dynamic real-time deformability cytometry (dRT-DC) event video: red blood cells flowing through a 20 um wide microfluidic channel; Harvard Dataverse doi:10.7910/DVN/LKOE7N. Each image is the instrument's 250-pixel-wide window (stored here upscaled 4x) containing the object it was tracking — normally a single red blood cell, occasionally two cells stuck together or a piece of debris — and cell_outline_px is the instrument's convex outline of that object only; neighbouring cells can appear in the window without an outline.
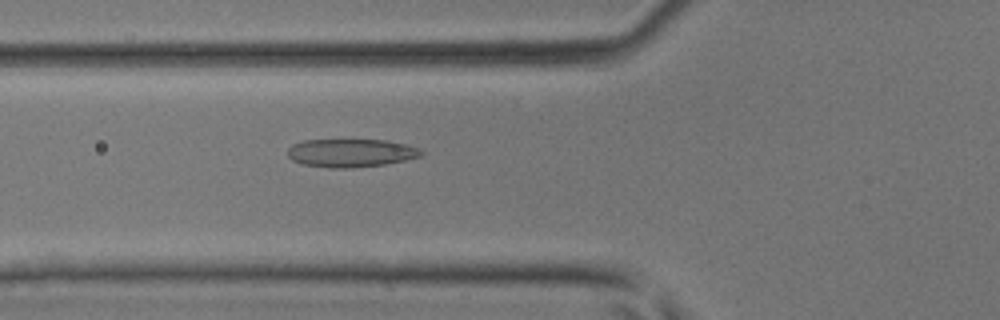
{"species": "common noctule bat (a hibernating species)", "species_latin": "Nyctalus noctula", "temperature_condition": "room temperature", "stored_images_in_passage": 44, "camera_frame_rate_fps": 3000, "um_per_image_px": 0.085, "animal": {"sex": "male", "body_mass_g": 17.9, "forearm_length_mm": 54.2}, "frame": {"image": 1, "passage_image": 17, "time_ms": 5.333, "image_size_px": [1000, 320], "cell_outline_px": [[424, 152], [420, 156], [404, 160], [384, 164], [348, 168], [328, 168], [304, 164], [292, 160], [288, 156], [288, 148], [292, 144], [304, 140], [388, 140], [420, 148]], "centroid_in_image_um": [29.81, 12.99], "position_along_channel_um": 96.0, "area_um2": 21.85}}
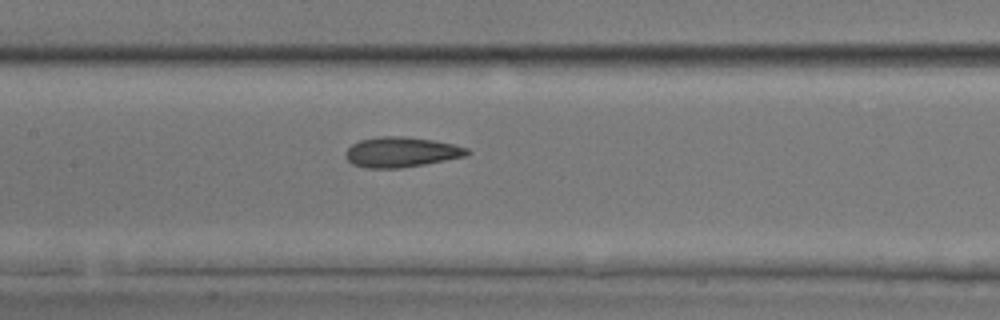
{"frame": {"image": 2, "passage_image": 22, "time_ms": 7.0, "image_size_px": [1000, 320], "cell_outline_px": [[472, 152], [468, 156], [424, 164], [400, 168], [364, 168], [352, 164], [344, 156], [344, 152], [352, 144], [360, 140], [380, 136], [404, 136], [432, 140], [452, 144], [468, 148]], "centroid_in_image_um": [34.1, 12.93], "position_along_channel_um": 173.3, "area_um2": 21.5}}
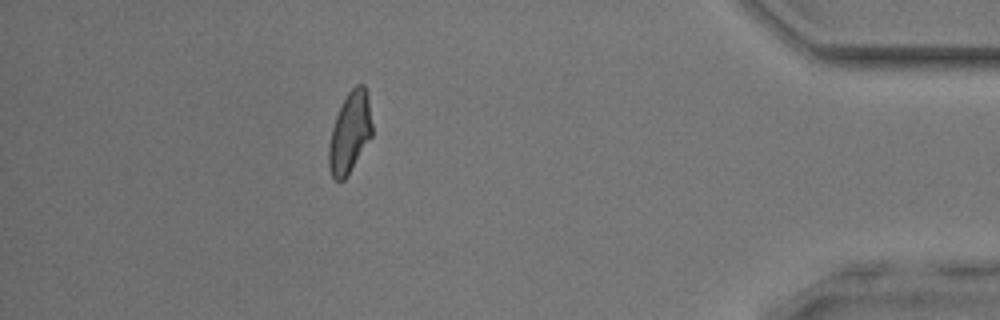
{"frame": {"image": 3, "passage_image": 40, "time_ms": 13.0, "image_size_px": [1000, 320], "cell_outline_px": [[372, 136], [344, 180], [336, 180], [332, 176], [328, 168], [328, 148], [332, 128], [336, 116], [348, 92], [356, 84], [364, 84], [368, 92], [372, 124]], "centroid_in_image_um": [29.74, 11.25], "position_along_channel_um": 405.5, "area_um2": 20.35}}